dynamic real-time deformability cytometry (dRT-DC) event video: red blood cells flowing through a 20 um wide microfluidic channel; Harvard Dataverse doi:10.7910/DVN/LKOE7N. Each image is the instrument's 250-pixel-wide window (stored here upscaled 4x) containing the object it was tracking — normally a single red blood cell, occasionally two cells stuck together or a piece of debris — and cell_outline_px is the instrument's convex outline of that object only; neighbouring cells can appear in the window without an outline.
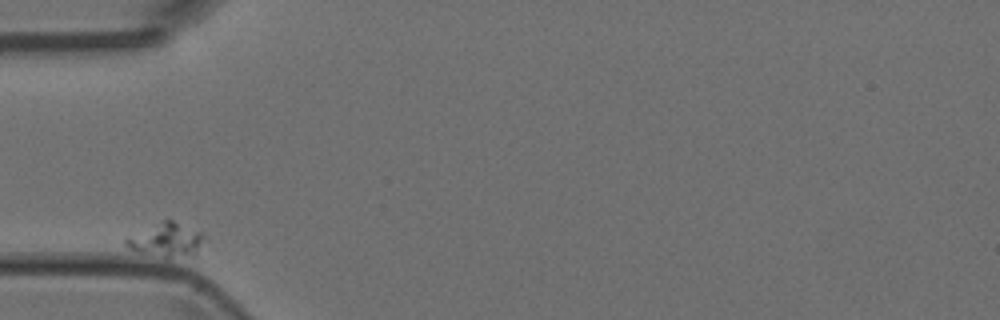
{"species": "Egyptian fruit bat (a non-hibernating species)", "species_latin": "Rousettus aegyptiacus", "temperature_condition": "room temperature", "stored_images_in_passage": 3, "camera_frame_rate_fps": 3000, "um_per_image_px": 0.085, "animal": {"sex": "female"}, "frame": {"image": 1, "passage_image": 1, "time_ms": 0.0, "image_size_px": [1000, 320], "cell_outline_px": [[208, 240], [196, 252], [164, 260], [128, 248], [124, 244], [124, 240], [164, 220], [172, 220], [204, 232], [208, 236]], "centroid_in_image_um": [14.24, 20.42], "position_along_channel_um": 70.8, "area_um2": 15.49}}
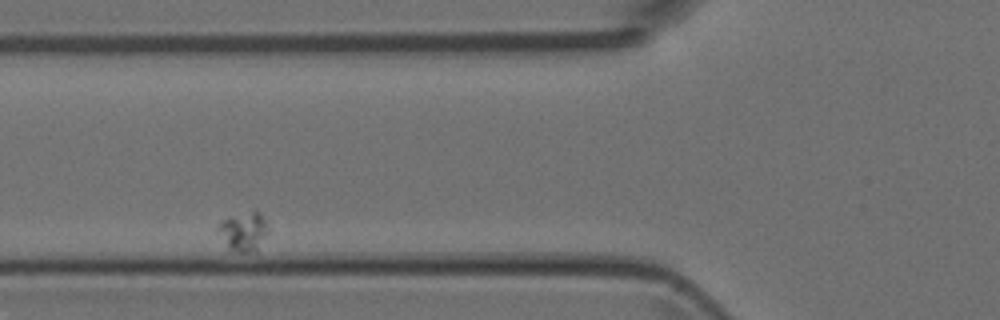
{"frame": {"image": 2, "passage_image": 2, "time_ms": 1.333, "image_size_px": [1000, 320], "cell_outline_px": [[268, 232], [256, 252], [240, 252], [228, 248], [216, 228], [224, 220], [232, 216], [252, 212], [260, 212], [268, 228]], "centroid_in_image_um": [20.72, 19.71], "position_along_channel_um": 105.1, "area_um2": 10.98}}
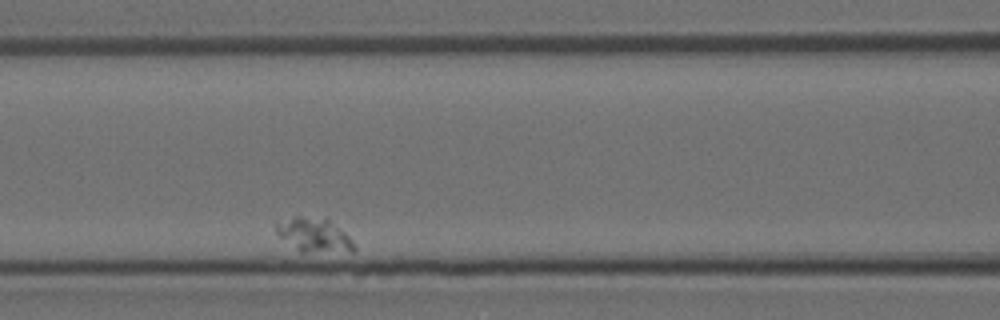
{"frame": {"image": 3, "passage_image": 3, "time_ms": 2.667, "image_size_px": [1000, 320], "cell_outline_px": [[356, 252], [300, 252], [280, 236], [276, 232], [276, 224], [296, 216], [328, 216], [352, 240], [356, 248]], "centroid_in_image_um": [26.77, 19.96], "position_along_channel_um": 139.8, "area_um2": 15.66}}